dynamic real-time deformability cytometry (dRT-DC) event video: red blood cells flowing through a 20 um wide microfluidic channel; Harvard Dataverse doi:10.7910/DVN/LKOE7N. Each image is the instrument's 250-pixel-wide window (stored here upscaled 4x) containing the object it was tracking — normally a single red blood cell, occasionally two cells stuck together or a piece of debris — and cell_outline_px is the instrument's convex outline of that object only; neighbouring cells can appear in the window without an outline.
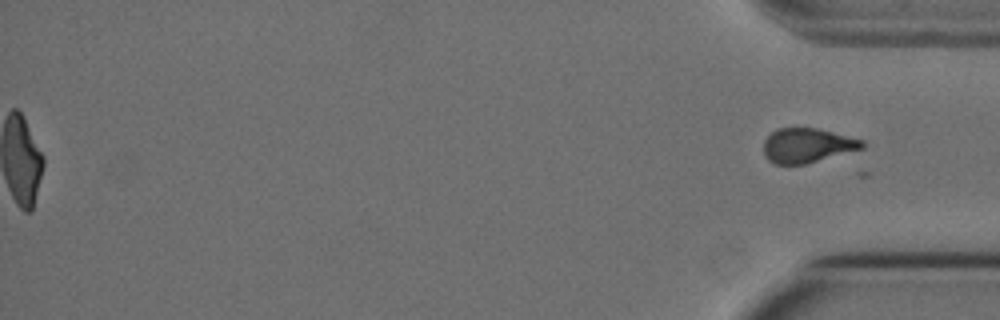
{"species": "Egyptian fruit bat (a non-hibernating species)", "species_latin": "Rousettus aegyptiacus", "temperature_condition": "cold", "stored_images_in_passage": 41, "segment_of_instrument_passage": [2, 2], "camera_frame_rate_fps": 3000, "um_per_image_px": 0.085, "animal": {"sex": "female"}, "frame": {"image": 1, "passage_image": 41, "time_ms": 13.333, "image_size_px": [1000, 320], "cell_outline_px": [[864, 148], [804, 164], [776, 164], [768, 160], [764, 156], [764, 140], [776, 128], [816, 128], [864, 140]], "centroid_in_image_um": [68.6, 12.36], "position_along_channel_um": 366.6, "area_um2": 19.65}}